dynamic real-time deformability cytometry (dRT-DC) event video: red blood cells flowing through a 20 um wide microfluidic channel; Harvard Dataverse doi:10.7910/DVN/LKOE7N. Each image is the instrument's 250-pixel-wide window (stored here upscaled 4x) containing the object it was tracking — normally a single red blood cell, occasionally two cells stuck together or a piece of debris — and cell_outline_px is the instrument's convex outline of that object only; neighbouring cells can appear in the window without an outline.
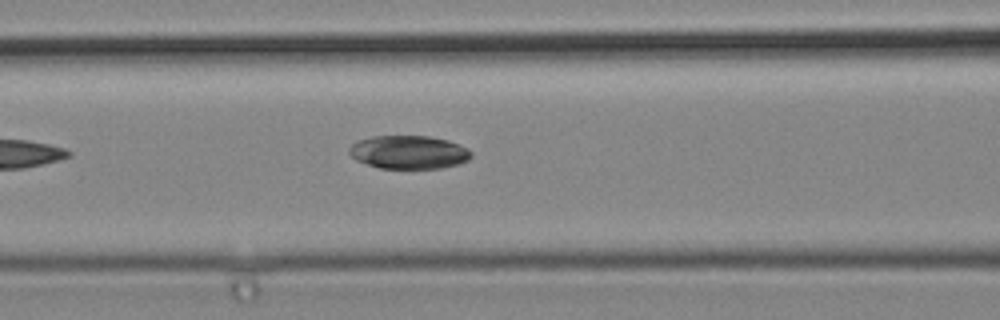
{"species": "common noctule bat (a hibernating species)", "species_latin": "Nyctalus noctula", "temperature_condition": "cold", "stored_images_in_passage": 3, "camera_frame_rate_fps": 3000, "um_per_image_px": 0.085, "animal": {"sex": "male", "body_mass_g": 19.2, "forearm_length_mm": 51.8}, "frame": {"image": 1, "passage_image": 3, "time_ms": 0.667, "image_size_px": [1000, 320], "cell_outline_px": [[472, 156], [468, 160], [460, 164], [440, 168], [380, 168], [356, 160], [348, 152], [348, 148], [352, 144], [360, 140], [372, 136], [428, 136], [448, 140], [468, 148], [472, 152]], "centroid_in_image_um": [34.77, 12.93], "position_along_channel_um": 131.8, "area_um2": 23.7}}